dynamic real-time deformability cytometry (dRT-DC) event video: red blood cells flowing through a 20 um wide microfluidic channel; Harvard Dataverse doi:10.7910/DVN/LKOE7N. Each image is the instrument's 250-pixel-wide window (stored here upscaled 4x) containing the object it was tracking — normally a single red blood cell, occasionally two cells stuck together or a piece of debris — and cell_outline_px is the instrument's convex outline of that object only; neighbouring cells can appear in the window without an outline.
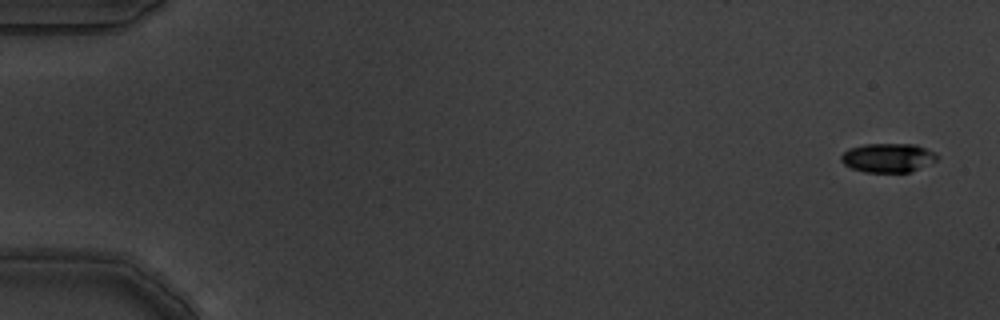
{"species": "common noctule bat (a hibernating species)", "species_latin": "Nyctalus noctula", "temperature_condition": "warm", "stored_images_in_passage": 7, "camera_frame_rate_fps": 3000, "um_per_image_px": 0.085, "animal": {"sex": "male", "body_mass_g": 19.5, "forearm_length_mm": 54.6}, "frame": {"image": 1, "passage_image": 1, "time_ms": 0.0, "image_size_px": [1000, 320], "cell_outline_px": [[940, 156], [936, 160], [912, 172], [864, 172], [852, 168], [844, 164], [840, 160], [840, 156], [848, 148], [864, 144], [916, 144], [936, 152]], "centroid_in_image_um": [75.49, 13.4], "position_along_channel_um": 9.5, "area_um2": 16.42}}
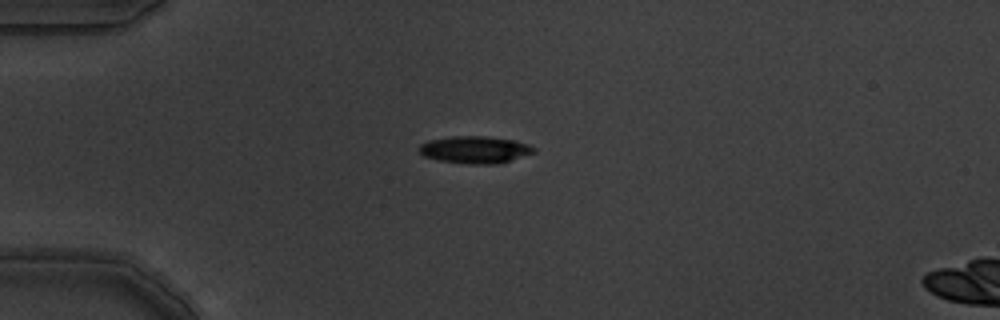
{"frame": {"image": 2, "passage_image": 5, "time_ms": 1.333, "image_size_px": [1000, 320], "cell_outline_px": [[536, 152], [500, 164], [468, 164], [440, 160], [424, 156], [416, 148], [420, 144], [428, 140], [452, 136], [488, 136], [512, 140], [528, 144], [536, 148]], "centroid_in_image_um": [40.37, 12.72], "position_along_channel_um": 44.6, "area_um2": 18.32}}